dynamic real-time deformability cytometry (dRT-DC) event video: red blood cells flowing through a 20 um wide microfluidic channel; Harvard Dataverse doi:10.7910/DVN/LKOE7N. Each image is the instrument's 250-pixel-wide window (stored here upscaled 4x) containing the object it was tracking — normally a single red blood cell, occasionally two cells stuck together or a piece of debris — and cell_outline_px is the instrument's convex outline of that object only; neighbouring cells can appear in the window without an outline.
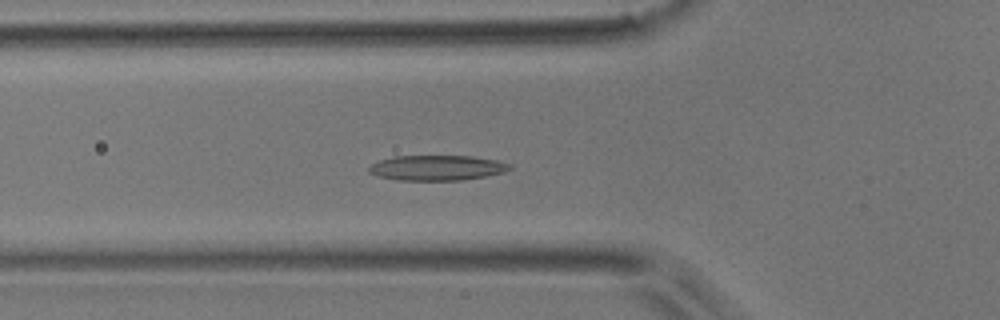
{"species": "common noctule bat (a hibernating species)", "species_latin": "Nyctalus noctula", "temperature_condition": "room temperature", "stored_images_in_passage": 52, "camera_frame_rate_fps": 3000, "um_per_image_px": 0.085, "animal": {"sex": "male", "body_mass_g": 17.9}, "frame": {"image": 1, "passage_image": 18, "time_ms": 5.667, "image_size_px": [1000, 320], "cell_outline_px": [[512, 168], [504, 172], [464, 180], [396, 180], [376, 176], [368, 172], [368, 168], [372, 164], [380, 160], [396, 156], [472, 156], [496, 160], [512, 164]], "centroid_in_image_um": [37.14, 14.27], "position_along_channel_um": 88.7, "area_um2": 20.69}}
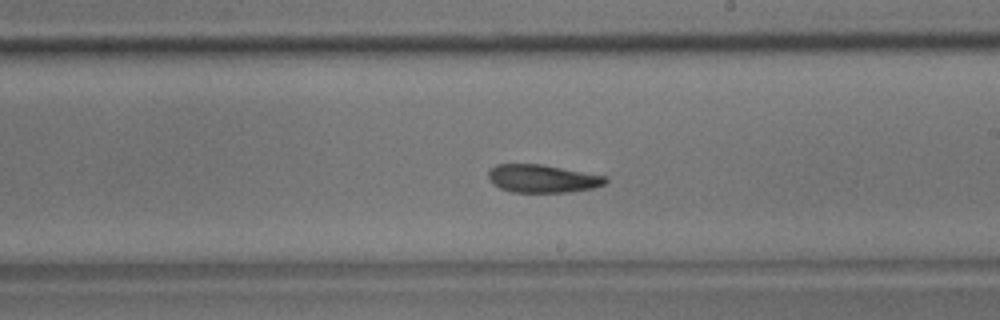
{"frame": {"image": 2, "passage_image": 30, "time_ms": 9.667, "image_size_px": [1000, 320], "cell_outline_px": [[608, 180], [604, 184], [592, 188], [568, 192], [512, 192], [500, 188], [492, 184], [488, 176], [488, 172], [496, 164], [540, 164], [608, 176]], "centroid_in_image_um": [46.11, 15.18], "position_along_channel_um": 242.9, "area_um2": 19.07}}
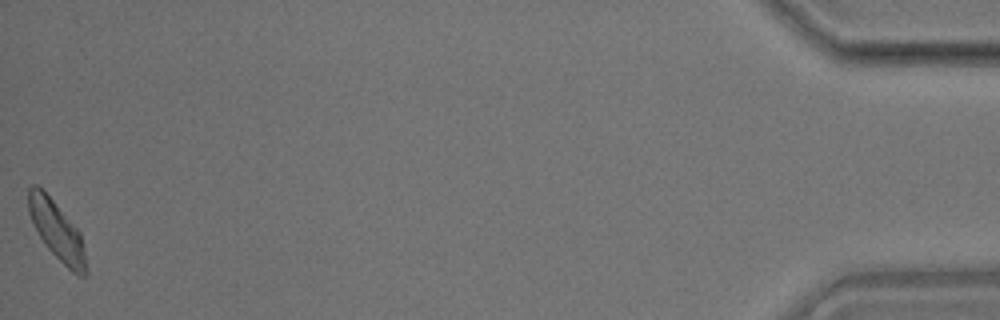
{"frame": {"image": 3, "passage_image": 52, "time_ms": 17.0, "image_size_px": [1000, 320], "cell_outline_px": [[88, 272], [84, 276], [76, 276], [44, 244], [28, 212], [28, 188], [32, 184], [36, 184], [52, 200], [80, 232]], "centroid_in_image_um": [4.84, 19.63], "position_along_channel_um": 430.4, "area_um2": 19.19}, "authors_computed_cell_mechanics": {"area_um2": 19.9699, "velocity_mm_per_s": 3.8462, "shape_relaxation_time_tau1_ms": 4.5235, "shape_relaxation_time_tau2_ms": 4.5703, "deformation_change_tau1": 0.1415, "deformation_change_tau2": 0.1236}}